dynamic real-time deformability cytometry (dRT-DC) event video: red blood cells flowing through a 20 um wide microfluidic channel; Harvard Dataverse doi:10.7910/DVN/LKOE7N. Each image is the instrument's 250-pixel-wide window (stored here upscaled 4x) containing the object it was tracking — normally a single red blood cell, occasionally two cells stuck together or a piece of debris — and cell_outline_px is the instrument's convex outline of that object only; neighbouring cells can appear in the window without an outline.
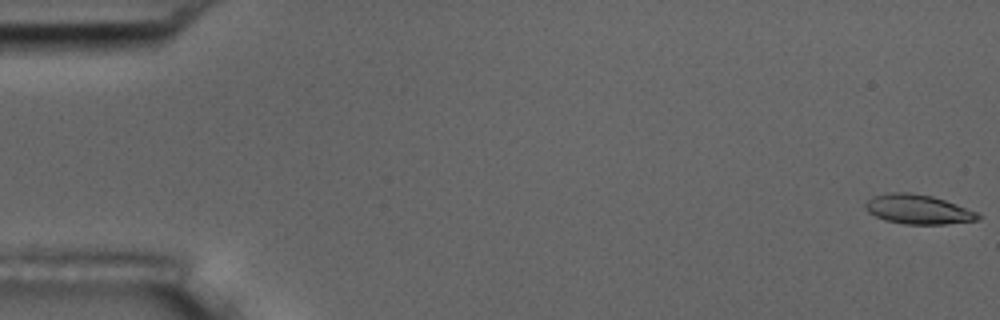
{"species": "common noctule bat (a hibernating species)", "species_latin": "Nyctalus noctula", "temperature_condition": "room temperature", "stored_images_in_passage": 4, "camera_frame_rate_fps": 3000, "um_per_image_px": 0.085, "animal": {"sex": "male", "body_mass_g": 17.5, "forearm_length_mm": 52.3}, "frame": {"image": 1, "passage_image": 1, "time_ms": 0.0, "image_size_px": [1000, 320], "cell_outline_px": [[980, 220], [944, 224], [904, 224], [888, 220], [876, 216], [868, 212], [864, 208], [864, 204], [872, 196], [888, 192], [908, 192], [932, 196], [956, 204], [976, 212], [980, 216]], "centroid_in_image_um": [78.01, 17.78], "position_along_channel_um": 7.0, "area_um2": 19.19}}
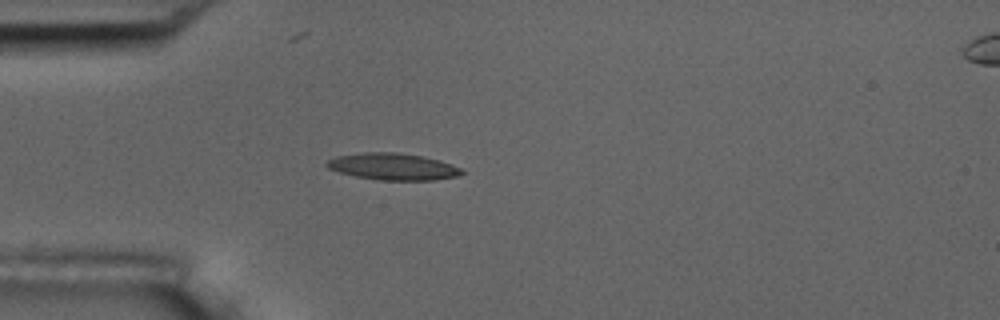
{"frame": {"image": 2, "passage_image": 4, "time_ms": 5.0, "image_size_px": [1000, 320], "cell_outline_px": [[464, 172], [460, 176], [436, 180], [380, 180], [356, 176], [340, 172], [328, 168], [324, 164], [328, 160], [336, 156], [364, 152], [396, 152], [424, 156], [440, 160], [452, 164], [460, 168]], "centroid_in_image_um": [33.43, 14.16], "position_along_channel_um": 51.6, "area_um2": 21.15}}